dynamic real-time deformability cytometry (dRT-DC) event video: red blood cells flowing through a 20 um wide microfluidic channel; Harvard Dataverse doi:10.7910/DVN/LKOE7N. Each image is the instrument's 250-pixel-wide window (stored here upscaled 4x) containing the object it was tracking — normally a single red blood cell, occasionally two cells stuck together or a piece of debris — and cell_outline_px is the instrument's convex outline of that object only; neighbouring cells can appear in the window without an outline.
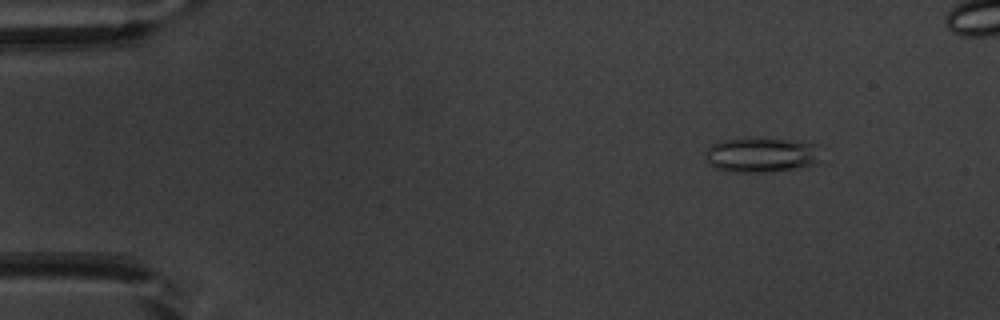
{"species": "common noctule bat (a hibernating species)", "species_latin": "Nyctalus noctula", "temperature_condition": "warm", "stored_images_in_passage": 11, "camera_frame_rate_fps": 3000, "um_per_image_px": 0.085, "animal": {"sex": "male", "body_mass_g": 20.1, "forearm_length_mm": 53.5}, "frame": {"image": 1, "passage_image": 7, "time_ms": 2.0, "image_size_px": [1000, 320], "cell_outline_px": [[820, 144], [816, 160], [812, 164], [796, 168], [764, 172], [728, 172], [712, 168], [708, 164], [704, 152], [712, 144], [724, 140], [748, 136], [796, 140]], "centroid_in_image_um": [64.64, 13.13], "position_along_channel_um": 20.4, "area_um2": 24.04}}